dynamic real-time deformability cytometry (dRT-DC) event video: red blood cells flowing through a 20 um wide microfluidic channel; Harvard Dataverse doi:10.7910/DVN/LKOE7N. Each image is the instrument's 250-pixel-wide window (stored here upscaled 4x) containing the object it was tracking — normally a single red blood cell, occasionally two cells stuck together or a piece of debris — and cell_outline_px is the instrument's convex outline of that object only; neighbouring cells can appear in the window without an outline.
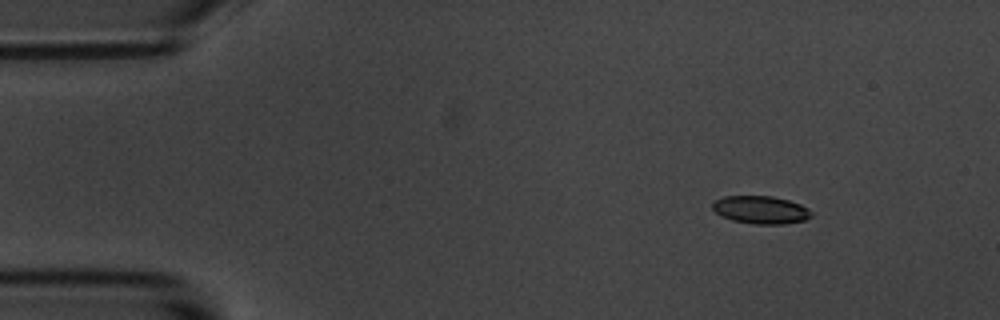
{"species": "common noctule bat (a hibernating species)", "species_latin": "Nyctalus noctula", "temperature_condition": "room temperature", "stored_images_in_passage": 8, "camera_frame_rate_fps": 3000, "um_per_image_px": 0.085, "animal": {"sex": "male", "body_mass_g": 20.1, "forearm_length_mm": 53.5}, "frame": {"image": 1, "passage_image": 2, "time_ms": 1.0, "image_size_px": [1000, 320], "cell_outline_px": [[812, 216], [804, 220], [784, 224], [752, 224], [732, 220], [720, 216], [712, 208], [712, 204], [716, 200], [724, 196], [772, 196], [788, 200], [800, 204], [808, 208], [812, 212]], "centroid_in_image_um": [64.66, 17.84], "position_along_channel_um": 20.3, "area_um2": 16.07}}
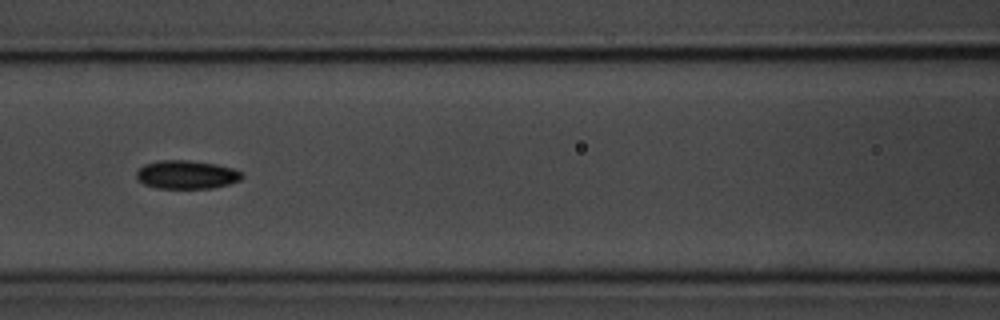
{"frame": {"image": 2, "passage_image": 7, "time_ms": 7.0, "image_size_px": [1000, 320], "cell_outline_px": [[244, 176], [240, 180], [228, 184], [212, 188], [156, 188], [144, 184], [136, 176], [136, 172], [144, 164], [160, 160], [188, 160], [216, 164], [232, 168], [244, 172]], "centroid_in_image_um": [15.88, 14.84], "position_along_channel_um": 150.7, "area_um2": 17.51}}
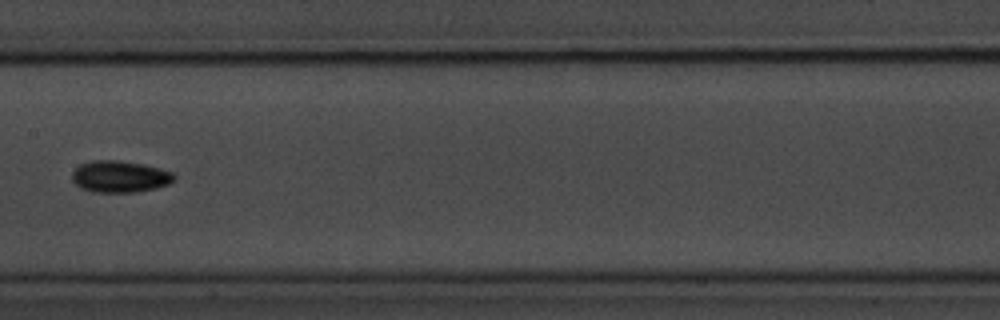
{"frame": {"image": 3, "passage_image": 8, "time_ms": 8.333, "image_size_px": [1000, 320], "cell_outline_px": [[176, 180], [168, 184], [156, 188], [136, 192], [92, 192], [80, 188], [72, 180], [72, 172], [80, 164], [92, 160], [116, 160], [140, 164], [160, 168], [172, 172], [176, 176]], "centroid_in_image_um": [10.18, 15.01], "position_along_channel_um": 197.2, "area_um2": 18.9}}